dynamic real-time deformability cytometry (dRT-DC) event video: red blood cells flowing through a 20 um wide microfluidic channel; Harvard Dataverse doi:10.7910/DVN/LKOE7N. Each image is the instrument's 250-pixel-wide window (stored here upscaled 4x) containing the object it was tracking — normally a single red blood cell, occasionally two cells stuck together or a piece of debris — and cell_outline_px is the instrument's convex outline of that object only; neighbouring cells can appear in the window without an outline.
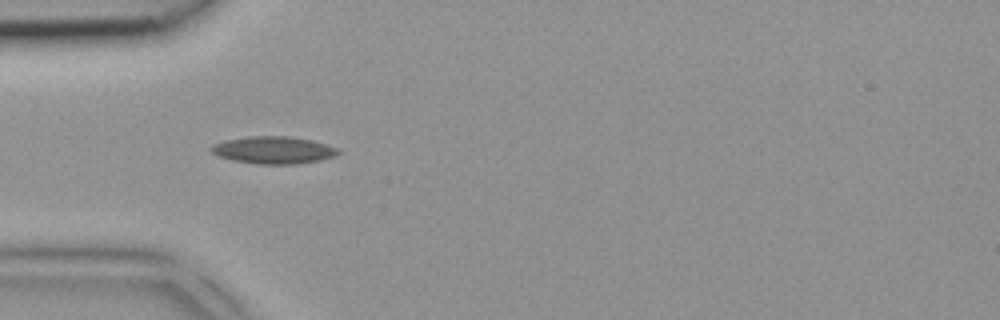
{"species": "common noctule bat (a hibernating species)", "species_latin": "Nyctalus noctula", "temperature_condition": "room temperature", "stored_images_in_passage": 2, "camera_frame_rate_fps": 3000, "um_per_image_px": 0.085, "animal": {"sex": "female", "body_mass_g": 18.4}, "frame": {"image": 1, "passage_image": 1, "time_ms": 0.0, "image_size_px": [1000, 320], "cell_outline_px": [[340, 152], [332, 156], [320, 160], [296, 164], [260, 164], [232, 160], [220, 156], [212, 152], [208, 148], [212, 144], [228, 140], [248, 136], [288, 136], [312, 140], [336, 148]], "centroid_in_image_um": [23.21, 12.75], "position_along_channel_um": 61.8, "area_um2": 19.94}}